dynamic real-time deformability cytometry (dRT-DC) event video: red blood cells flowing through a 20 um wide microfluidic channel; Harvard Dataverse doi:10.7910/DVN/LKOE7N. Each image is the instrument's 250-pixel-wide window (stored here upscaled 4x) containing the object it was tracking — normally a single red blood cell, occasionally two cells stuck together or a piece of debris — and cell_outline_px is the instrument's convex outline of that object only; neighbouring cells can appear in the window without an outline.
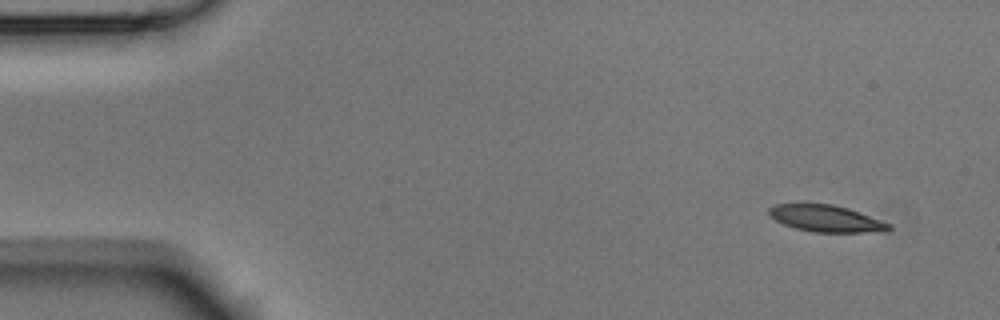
{"species": "Egyptian fruit bat (a non-hibernating species)", "species_latin": "Rousettus aegyptiacus", "temperature_condition": "room temperature", "stored_images_in_passage": 5, "camera_frame_rate_fps": 3000, "um_per_image_px": 0.085, "animal": {"sex": "male"}, "frame": {"image": 1, "passage_image": 5, "time_ms": 1.333, "image_size_px": [1000, 320], "cell_outline_px": [[892, 228], [888, 232], [812, 232], [796, 228], [784, 224], [768, 216], [768, 208], [776, 204], [832, 204], [848, 208], [892, 224]], "centroid_in_image_um": [70.25, 18.58], "position_along_channel_um": 14.8, "area_um2": 18.73}}